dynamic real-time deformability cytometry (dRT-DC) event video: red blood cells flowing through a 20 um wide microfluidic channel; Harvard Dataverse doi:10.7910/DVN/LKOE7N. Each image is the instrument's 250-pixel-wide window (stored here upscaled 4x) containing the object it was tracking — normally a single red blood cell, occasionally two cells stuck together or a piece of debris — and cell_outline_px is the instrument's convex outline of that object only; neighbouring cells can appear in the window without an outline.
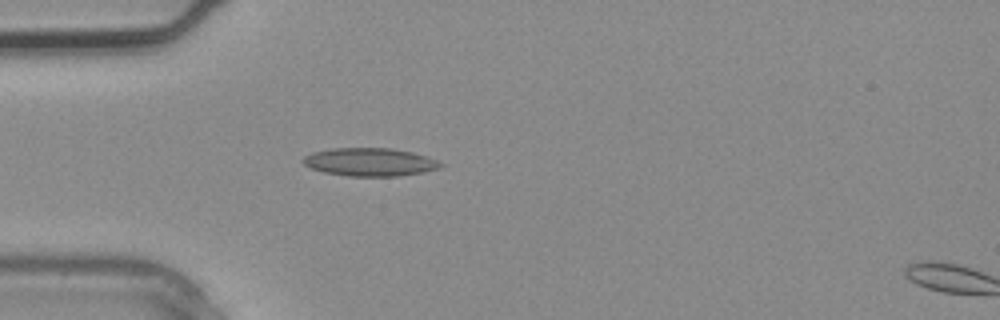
{"species": "common noctule bat (a hibernating species)", "species_latin": "Nyctalus noctula", "temperature_condition": "warm", "stored_images_in_passage": 3, "camera_frame_rate_fps": 3000, "um_per_image_px": 0.085, "animal": {"sex": "male", "body_mass_g": 20.4}, "frame": {"image": 1, "passage_image": 2, "time_ms": 0.333, "image_size_px": [1000, 320], "cell_outline_px": [[444, 164], [440, 168], [420, 172], [396, 176], [348, 176], [324, 172], [312, 168], [304, 164], [300, 160], [304, 156], [312, 152], [332, 148], [392, 148], [412, 152], [436, 160]], "centroid_in_image_um": [31.39, 13.76], "position_along_channel_um": 53.6, "area_um2": 22.37}}